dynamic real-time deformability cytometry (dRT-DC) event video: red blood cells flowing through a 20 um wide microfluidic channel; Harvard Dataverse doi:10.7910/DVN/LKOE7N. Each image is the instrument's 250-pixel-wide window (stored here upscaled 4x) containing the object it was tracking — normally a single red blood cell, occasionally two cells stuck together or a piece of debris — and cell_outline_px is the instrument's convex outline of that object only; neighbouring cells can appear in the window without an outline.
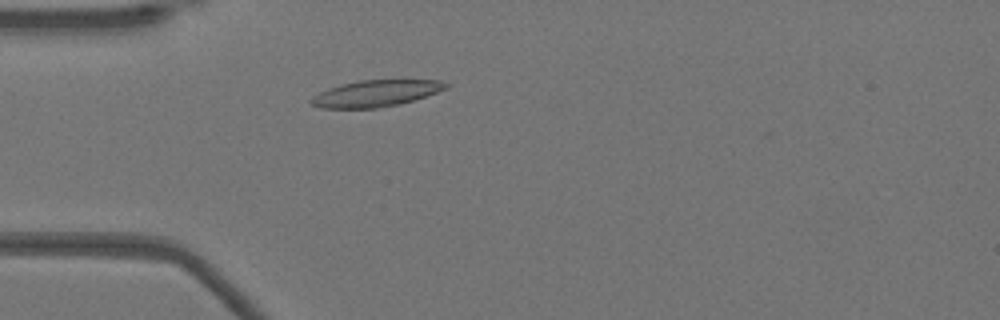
{"species": "Egyptian fruit bat (a non-hibernating species)", "species_latin": "Rousettus aegyptiacus", "temperature_condition": "warm", "stored_images_in_passage": 9, "camera_frame_rate_fps": 3000, "um_per_image_px": 0.085, "animal": {"sex": "female"}, "frame": {"image": 1, "passage_image": 4, "time_ms": 1.0, "image_size_px": [1000, 320], "cell_outline_px": [[448, 88], [400, 104], [376, 108], [320, 108], [312, 104], [308, 100], [312, 96], [328, 88], [340, 84], [360, 80], [440, 80], [448, 84]], "centroid_in_image_um": [31.89, 7.94], "position_along_channel_um": 53.1, "area_um2": 20.69}}